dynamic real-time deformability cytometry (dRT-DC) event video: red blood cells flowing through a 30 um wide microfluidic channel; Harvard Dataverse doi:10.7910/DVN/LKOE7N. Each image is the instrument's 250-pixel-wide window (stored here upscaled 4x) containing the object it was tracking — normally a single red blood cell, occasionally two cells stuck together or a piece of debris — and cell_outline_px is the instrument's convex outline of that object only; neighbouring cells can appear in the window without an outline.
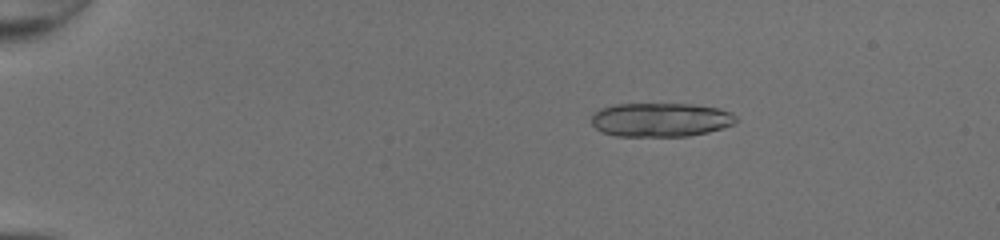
{"species": "common noctule bat (a hibernating species)", "species_latin": "Nyctalus noctula", "temperature_condition": "room temperature", "stored_images_in_passage": 21, "camera_frame_rate_fps": 3000, "um_per_image_px": 0.085, "animal": {"sex": "female", "body_mass_g": 20.0, "forearm_length_mm": 54.0}, "frame": {"image": 1, "passage_image": 10, "time_ms": 3.0, "image_size_px": [1000, 240], "cell_outline_px": [[736, 124], [708, 132], [688, 136], [616, 136], [600, 132], [592, 124], [592, 112], [600, 108], [612, 104], [692, 104], [720, 108], [732, 112], [736, 116]], "centroid_in_image_um": [56.14, 10.17], "position_along_channel_um": 28.9, "area_um2": 28.96}}